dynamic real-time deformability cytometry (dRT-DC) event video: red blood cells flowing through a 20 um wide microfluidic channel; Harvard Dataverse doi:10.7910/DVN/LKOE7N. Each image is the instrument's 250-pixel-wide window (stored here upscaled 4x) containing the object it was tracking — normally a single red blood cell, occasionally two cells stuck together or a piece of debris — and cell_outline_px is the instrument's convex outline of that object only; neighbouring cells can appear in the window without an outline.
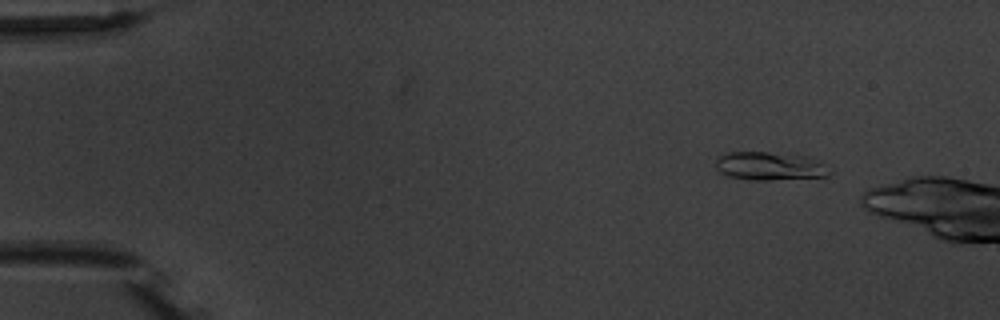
{"species": "common noctule bat (a hibernating species)", "species_latin": "Nyctalus noctula", "temperature_condition": "warm", "stored_images_in_passage": 5, "camera_frame_rate_fps": 3000, "um_per_image_px": 0.085, "animal": {"sex": "male", "body_mass_g": 20.1, "forearm_length_mm": 53.5}, "frame": {"image": 1, "passage_image": 2, "time_ms": 1.333, "image_size_px": [1000, 320], "cell_outline_px": [[832, 172], [828, 176], [768, 180], [748, 180], [728, 176], [720, 172], [716, 168], [716, 160], [724, 152], [768, 152], [808, 156], [832, 164]], "centroid_in_image_um": [65.53, 14.11], "position_along_channel_um": 19.5, "area_um2": 19.31}}